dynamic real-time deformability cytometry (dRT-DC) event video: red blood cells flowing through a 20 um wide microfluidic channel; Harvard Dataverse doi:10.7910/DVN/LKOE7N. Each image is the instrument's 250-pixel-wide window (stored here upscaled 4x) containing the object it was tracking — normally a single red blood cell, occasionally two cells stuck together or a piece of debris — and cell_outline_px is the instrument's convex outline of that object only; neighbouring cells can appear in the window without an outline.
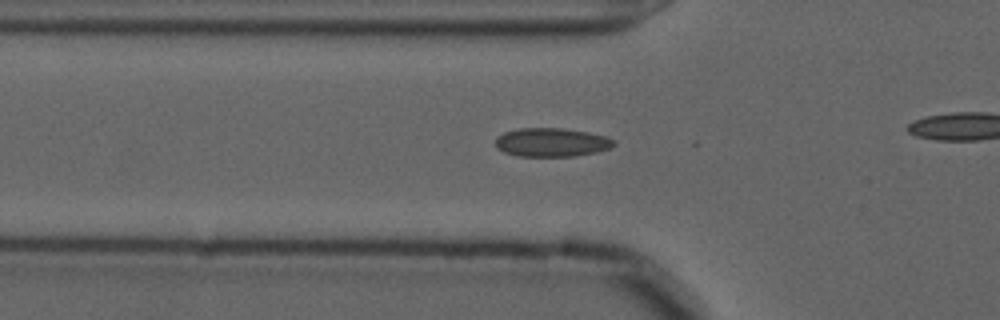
{"species": "common noctule bat (a hibernating species)", "species_latin": "Nyctalus noctula", "temperature_condition": "cold", "stored_images_in_passage": 26, "camera_frame_rate_fps": 3000, "um_per_image_px": 0.085, "animal": {"sex": "male", "forearm_length_mm": 52.5}, "frame": {"image": 1, "passage_image": 18, "time_ms": 5.667, "image_size_px": [1000, 320], "cell_outline_px": [[616, 144], [608, 148], [596, 152], [576, 156], [516, 156], [504, 152], [496, 148], [496, 136], [504, 132], [520, 128], [560, 128], [588, 132], [608, 136], [616, 140]], "centroid_in_image_um": [46.89, 12.1], "position_along_channel_um": 78.9, "area_um2": 19.94}}
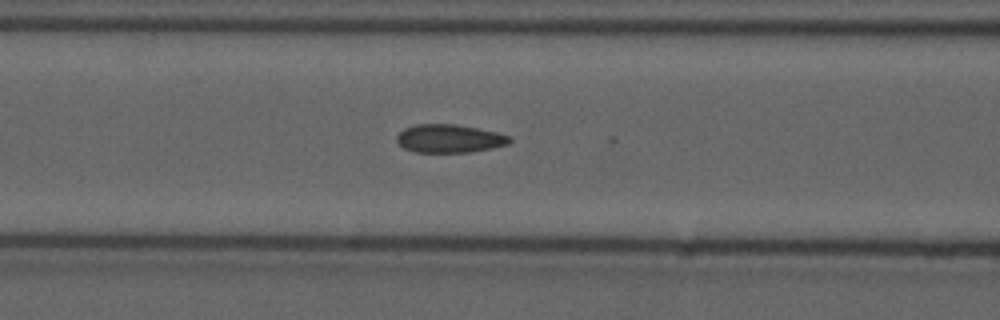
{"frame": {"image": 2, "passage_image": 22, "time_ms": 7.0, "image_size_px": [1000, 320], "cell_outline_px": [[512, 140], [508, 144], [492, 148], [472, 152], [412, 152], [404, 148], [396, 140], [396, 136], [404, 128], [416, 124], [456, 124], [496, 132], [512, 136]], "centroid_in_image_um": [38.2, 11.78], "position_along_channel_um": 128.4, "area_um2": 18.67}}
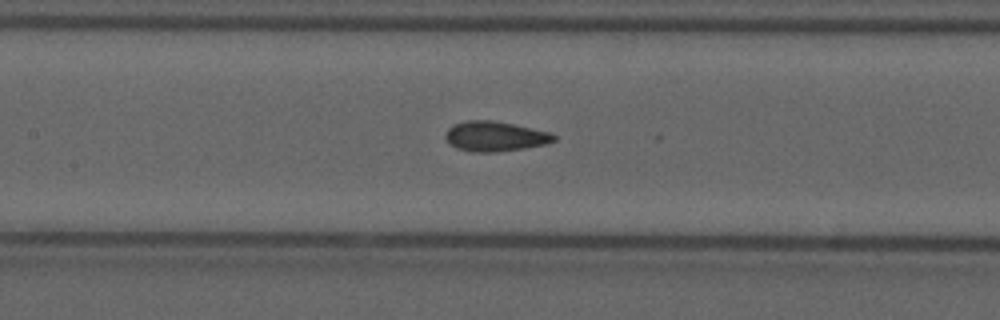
{"frame": {"image": 3, "passage_image": 25, "time_ms": 8.0, "image_size_px": [1000, 320], "cell_outline_px": [[556, 140], [548, 144], [524, 148], [496, 152], [472, 152], [456, 148], [448, 144], [444, 136], [448, 128], [456, 124], [468, 120], [492, 120], [512, 124], [548, 132], [556, 136]], "centroid_in_image_um": [42.05, 11.6], "position_along_channel_um": 165.4, "area_um2": 18.9}}